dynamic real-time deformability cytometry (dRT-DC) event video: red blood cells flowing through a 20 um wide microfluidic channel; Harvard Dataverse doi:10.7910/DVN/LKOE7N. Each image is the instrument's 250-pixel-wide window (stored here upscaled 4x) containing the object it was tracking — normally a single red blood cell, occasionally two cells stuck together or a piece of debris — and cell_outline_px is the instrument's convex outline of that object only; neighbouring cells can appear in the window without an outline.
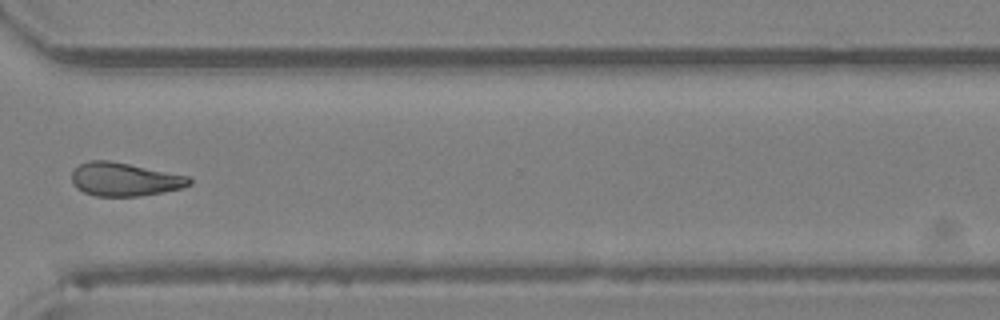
{"species": "Egyptian fruit bat (a non-hibernating species)", "species_latin": "Rousettus aegyptiacus", "temperature_condition": "room temperature", "stored_images_in_passage": 31, "camera_frame_rate_fps": 3000, "um_per_image_px": 0.085, "animal": {"sex": "female"}, "frame": {"image": 1, "passage_image": 22, "time_ms": 7.0, "image_size_px": [1000, 320], "cell_outline_px": [[192, 184], [184, 188], [164, 192], [140, 196], [96, 196], [84, 192], [76, 188], [72, 184], [72, 172], [80, 164], [88, 160], [108, 160], [188, 176], [192, 180]], "centroid_in_image_um": [10.59, 15.25], "position_along_channel_um": 360.0, "area_um2": 22.89}}